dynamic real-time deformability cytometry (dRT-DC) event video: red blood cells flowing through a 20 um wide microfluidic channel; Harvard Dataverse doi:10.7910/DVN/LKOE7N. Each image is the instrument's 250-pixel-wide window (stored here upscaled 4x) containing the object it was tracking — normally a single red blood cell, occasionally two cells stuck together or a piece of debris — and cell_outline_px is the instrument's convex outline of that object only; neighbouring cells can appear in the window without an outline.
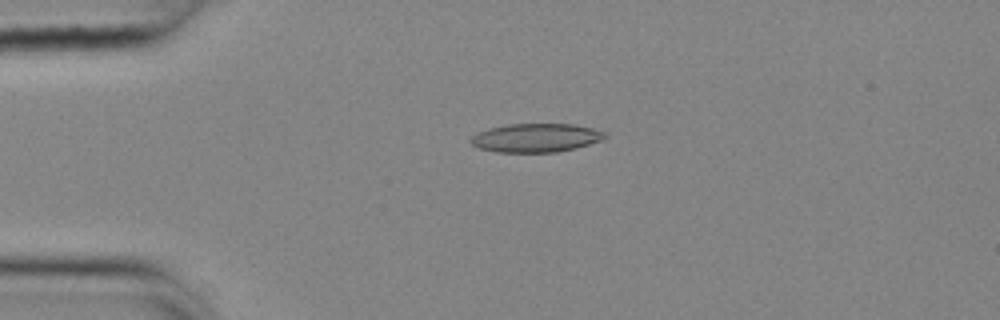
{"species": "common noctule bat (a hibernating species)", "species_latin": "Nyctalus noctula", "temperature_condition": "cold", "stored_images_in_passage": 55, "camera_frame_rate_fps": 3000, "um_per_image_px": 0.085, "animal": {"sex": "female", "body_mass_g": 25.1}, "frame": {"image": 1, "passage_image": 13, "time_ms": 4.0, "image_size_px": [1000, 320], "cell_outline_px": [[608, 136], [600, 140], [576, 148], [556, 152], [496, 152], [480, 148], [472, 144], [468, 140], [476, 132], [488, 128], [508, 124], [572, 124], [592, 128], [604, 132]], "centroid_in_image_um": [45.51, 11.71], "position_along_channel_um": 39.5, "area_um2": 22.37}}
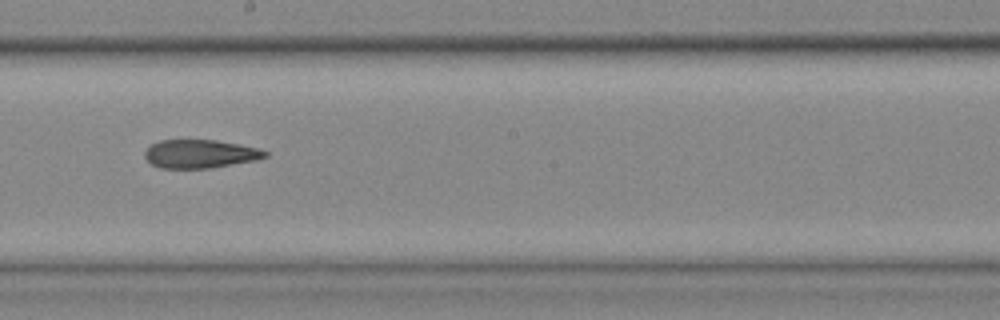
{"frame": {"image": 2, "passage_image": 31, "time_ms": 10.0, "image_size_px": [1000, 320], "cell_outline_px": [[268, 156], [256, 160], [208, 168], [160, 168], [152, 164], [144, 156], [144, 152], [152, 144], [160, 140], [216, 140], [256, 148], [268, 152]], "centroid_in_image_um": [16.99, 13.08], "position_along_channel_um": 231.2, "area_um2": 19.65}}
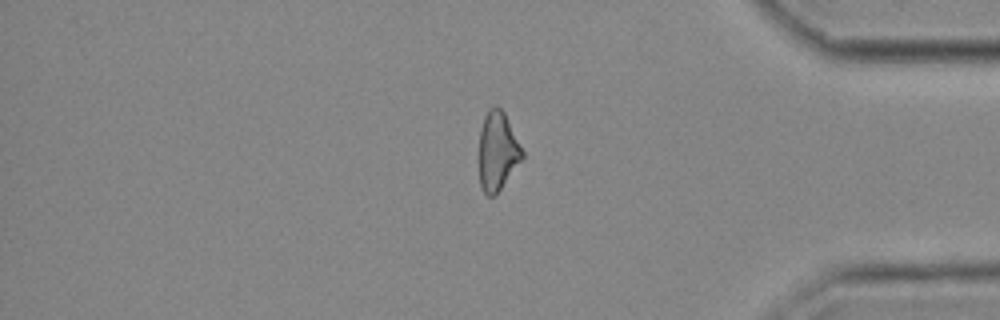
{"frame": {"image": 3, "passage_image": 46, "time_ms": 15.0, "image_size_px": [1000, 320], "cell_outline_px": [[524, 156], [496, 196], [488, 196], [484, 192], [480, 184], [480, 128], [484, 116], [488, 108], [496, 104], [504, 112], [524, 152]], "centroid_in_image_um": [42.29, 12.83], "position_along_channel_um": 392.9, "area_um2": 19.77}}